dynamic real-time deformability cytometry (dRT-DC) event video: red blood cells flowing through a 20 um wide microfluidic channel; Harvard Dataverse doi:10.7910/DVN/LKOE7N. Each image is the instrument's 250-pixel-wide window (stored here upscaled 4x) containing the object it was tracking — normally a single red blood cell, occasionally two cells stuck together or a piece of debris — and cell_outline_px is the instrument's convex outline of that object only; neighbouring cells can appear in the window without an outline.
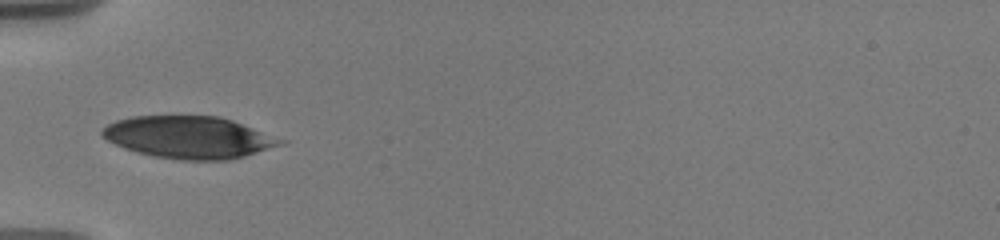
{"species": "human", "species_latin": "Homo sapiens", "temperature_condition": "warm", "stored_images_in_passage": 8, "camera_frame_rate_fps": 3000, "um_per_image_px": 0.085, "donor": {"sex": "male"}, "frame": {"image": 1, "passage_image": 1, "time_ms": 0.0, "image_size_px": [1000, 240], "cell_outline_px": [[288, 140], [284, 144], [244, 156], [228, 160], [180, 160], [152, 156], [124, 148], [100, 136], [100, 132], [108, 124], [116, 120], [132, 116], [220, 116], [232, 120]], "centroid_in_image_um": [16.08, 11.67], "position_along_channel_um": 68.9, "area_um2": 43.87}}
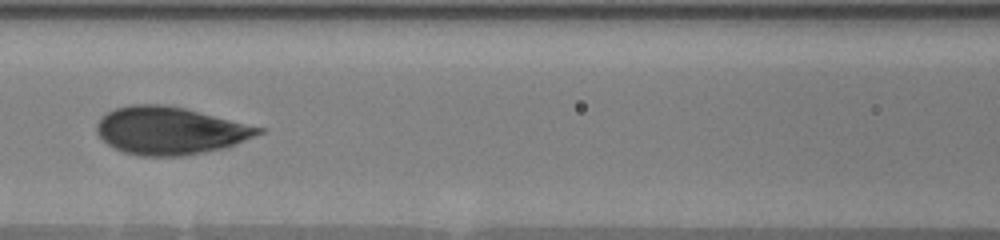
{"frame": {"image": 2, "passage_image": 3, "time_ms": 2.333, "image_size_px": [1000, 240], "cell_outline_px": [[264, 132], [224, 148], [184, 156], [140, 156], [124, 152], [108, 144], [96, 132], [96, 124], [100, 116], [116, 108], [128, 104], [164, 104], [184, 108], [264, 128]], "centroid_in_image_um": [14.41, 11.1], "position_along_channel_um": 152.2, "area_um2": 44.68}}
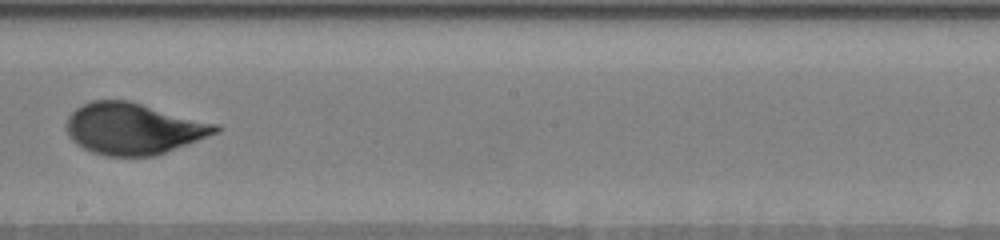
{"frame": {"image": 3, "passage_image": 7, "time_ms": 4.667, "image_size_px": [1000, 240], "cell_outline_px": [[220, 128], [216, 132], [156, 156], [104, 156], [92, 152], [76, 144], [68, 136], [64, 128], [64, 124], [68, 116], [76, 108], [92, 100], [128, 100], [220, 124]], "centroid_in_image_um": [11.28, 10.93], "position_along_channel_um": 236.9, "area_um2": 44.74}}